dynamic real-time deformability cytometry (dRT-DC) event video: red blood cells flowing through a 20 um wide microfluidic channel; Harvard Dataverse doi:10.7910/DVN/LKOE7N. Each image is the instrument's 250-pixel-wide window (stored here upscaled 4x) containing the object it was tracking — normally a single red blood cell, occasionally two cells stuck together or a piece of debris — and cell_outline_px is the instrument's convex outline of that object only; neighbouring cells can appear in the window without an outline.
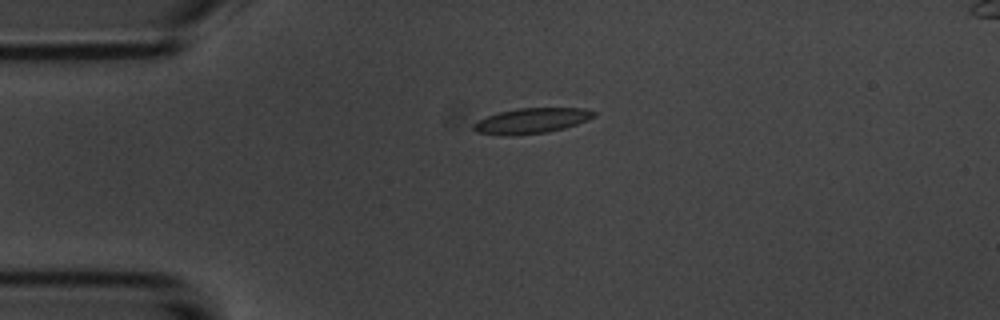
{"species": "common noctule bat (a hibernating species)", "species_latin": "Nyctalus noctula", "temperature_condition": "room temperature", "stored_images_in_passage": 4, "camera_frame_rate_fps": 3000, "um_per_image_px": 0.085, "animal": {"sex": "male", "body_mass_g": 20.1, "forearm_length_mm": 53.5}, "frame": {"image": 1, "passage_image": 3, "time_ms": 2.333, "image_size_px": [1000, 320], "cell_outline_px": [[596, 116], [588, 120], [564, 128], [548, 132], [512, 136], [500, 136], [476, 132], [472, 128], [472, 124], [488, 116], [500, 112], [520, 108], [584, 108], [596, 112]], "centroid_in_image_um": [45.18, 10.28], "position_along_channel_um": 39.8, "area_um2": 17.86}}